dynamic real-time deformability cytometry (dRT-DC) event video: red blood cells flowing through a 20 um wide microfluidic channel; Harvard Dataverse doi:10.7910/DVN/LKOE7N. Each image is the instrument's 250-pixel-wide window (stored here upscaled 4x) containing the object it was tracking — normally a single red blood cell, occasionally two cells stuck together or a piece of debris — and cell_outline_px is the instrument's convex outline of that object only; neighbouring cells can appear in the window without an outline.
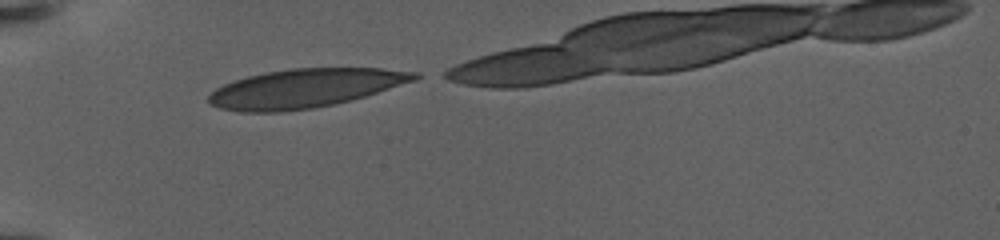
{"species": "human", "species_latin": "Homo sapiens", "temperature_condition": "warm", "stored_images_in_passage": 6, "camera_frame_rate_fps": 3000, "um_per_image_px": 0.085, "donor": {"sex": "female"}, "frame": {"image": 1, "passage_image": 1, "time_ms": 0.0, "image_size_px": [1000, 240], "cell_outline_px": [[420, 76], [416, 80], [352, 100], [312, 108], [280, 112], [240, 112], [220, 108], [212, 104], [208, 100], [208, 96], [216, 88], [224, 84], [248, 76], [264, 72], [288, 68], [380, 68], [420, 72]], "centroid_in_image_um": [25.94, 7.49], "position_along_channel_um": 59.1, "area_um2": 46.41}}
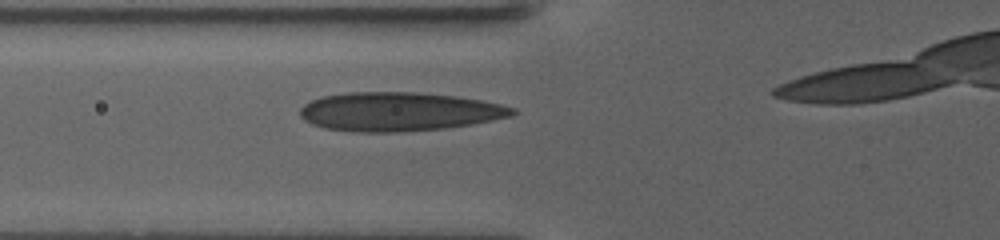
{"frame": {"image": 2, "passage_image": 5, "time_ms": 1.667, "image_size_px": [1000, 240], "cell_outline_px": [[516, 112], [512, 116], [492, 120], [444, 128], [392, 132], [360, 132], [324, 128], [312, 124], [304, 120], [300, 116], [300, 108], [304, 104], [312, 100], [324, 96], [348, 92], [412, 92], [456, 96], [480, 100], [500, 104], [516, 108]], "centroid_in_image_um": [33.89, 9.48], "position_along_channel_um": 91.9, "area_um2": 47.74}}